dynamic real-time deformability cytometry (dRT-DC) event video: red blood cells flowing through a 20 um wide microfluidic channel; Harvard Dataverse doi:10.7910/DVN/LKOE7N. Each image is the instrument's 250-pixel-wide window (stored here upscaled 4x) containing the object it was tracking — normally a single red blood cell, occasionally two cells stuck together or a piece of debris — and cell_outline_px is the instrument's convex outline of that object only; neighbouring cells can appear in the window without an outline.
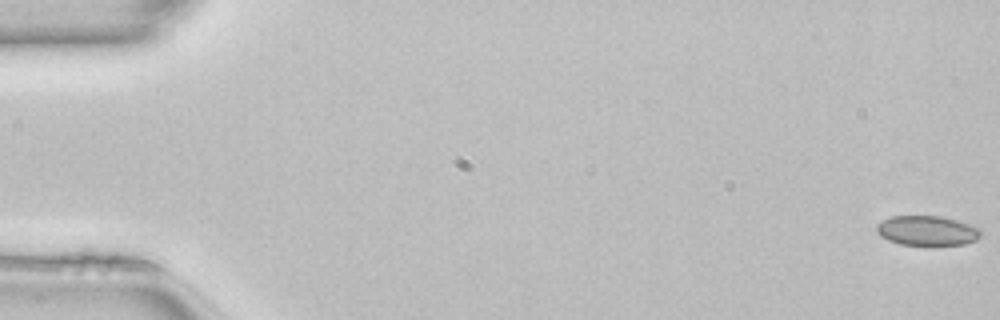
{"species": "common noctule bat (a hibernating species)", "species_latin": "Nyctalus noctula", "temperature_condition": "room temperature", "stored_images_in_passage": 51, "camera_frame_rate_fps": 3000, "um_per_image_px": 0.085, "animal": {"sex": "female", "body_mass_g": 22.7, "forearm_length_mm": 54.2}, "frame": {"image": 1, "passage_image": 1, "time_ms": 0.0, "image_size_px": [1000, 320], "cell_outline_px": [[984, 236], [976, 240], [964, 244], [900, 244], [888, 240], [880, 236], [876, 232], [876, 224], [892, 216], [940, 216], [956, 220], [980, 228]], "centroid_in_image_um": [78.82, 19.6], "position_along_channel_um": 6.2, "area_um2": 17.98}}
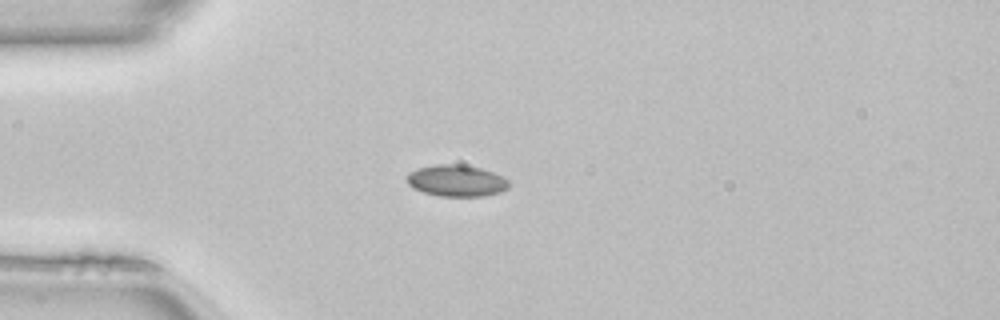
{"frame": {"image": 2, "passage_image": 14, "time_ms": 4.333, "image_size_px": [1000, 320], "cell_outline_px": [[508, 188], [500, 192], [484, 196], [440, 196], [424, 192], [412, 188], [408, 184], [404, 176], [408, 172], [416, 168], [436, 164], [460, 164], [480, 168], [492, 172], [508, 180]], "centroid_in_image_um": [38.73, 15.35], "position_along_channel_um": 46.3, "area_um2": 18.84}}
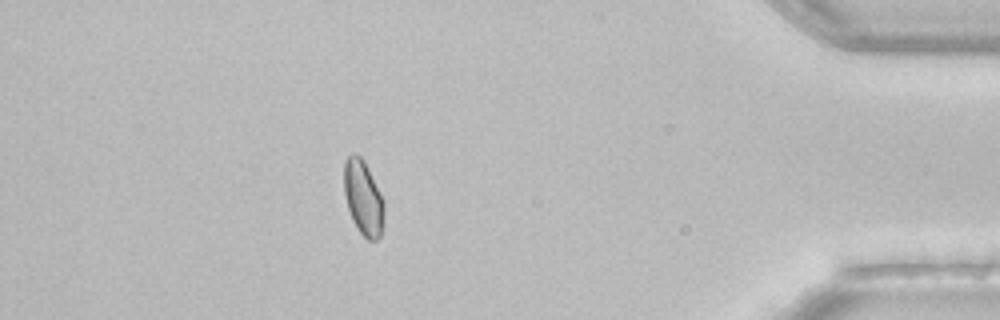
{"frame": {"image": 3, "passage_image": 45, "time_ms": 14.667, "image_size_px": [1000, 320], "cell_outline_px": [[384, 212], [380, 236], [376, 240], [368, 240], [356, 228], [352, 220], [344, 196], [344, 164], [348, 156], [352, 152], [356, 152], [360, 156], [368, 168], [384, 200]], "centroid_in_image_um": [30.86, 16.8], "position_along_channel_um": 404.3, "area_um2": 17.46}, "authors_computed_cell_mechanics": {"area_um2": 17.7446, "velocity_mm_per_s": 4.1034, "shape_relaxation_time_tau1_ms": null, "shape_relaxation_time_tau2_ms": 4.7554, "deformation_change_tau1": null, "deformation_change_tau2": 0.0509}}